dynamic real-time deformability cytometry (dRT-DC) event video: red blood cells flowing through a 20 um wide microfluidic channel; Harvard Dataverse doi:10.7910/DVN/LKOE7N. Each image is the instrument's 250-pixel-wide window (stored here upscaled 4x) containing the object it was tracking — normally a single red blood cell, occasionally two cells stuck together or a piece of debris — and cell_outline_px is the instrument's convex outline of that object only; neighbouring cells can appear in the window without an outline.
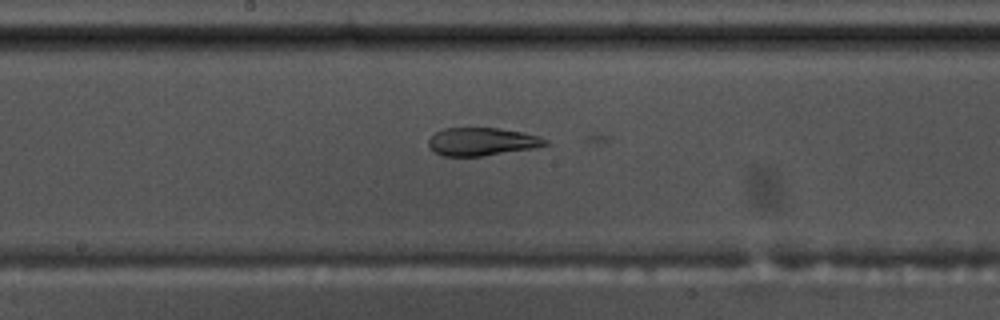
{"species": "common noctule bat (a hibernating species)", "species_latin": "Nyctalus noctula", "temperature_condition": "warm", "stored_images_in_passage": 24, "camera_frame_rate_fps": 3000, "um_per_image_px": 0.085, "animal": {"sex": "male", "body_mass_g": 17.5, "forearm_length_mm": 52.3}, "frame": {"image": 1, "passage_image": 23, "time_ms": 7.333, "image_size_px": [1000, 320], "cell_outline_px": [[548, 144], [532, 148], [484, 156], [444, 156], [428, 148], [428, 140], [436, 132], [444, 128], [500, 128], [524, 132], [540, 136], [548, 140]], "centroid_in_image_um": [40.96, 12.03], "position_along_channel_um": 207.2, "area_um2": 19.07}}